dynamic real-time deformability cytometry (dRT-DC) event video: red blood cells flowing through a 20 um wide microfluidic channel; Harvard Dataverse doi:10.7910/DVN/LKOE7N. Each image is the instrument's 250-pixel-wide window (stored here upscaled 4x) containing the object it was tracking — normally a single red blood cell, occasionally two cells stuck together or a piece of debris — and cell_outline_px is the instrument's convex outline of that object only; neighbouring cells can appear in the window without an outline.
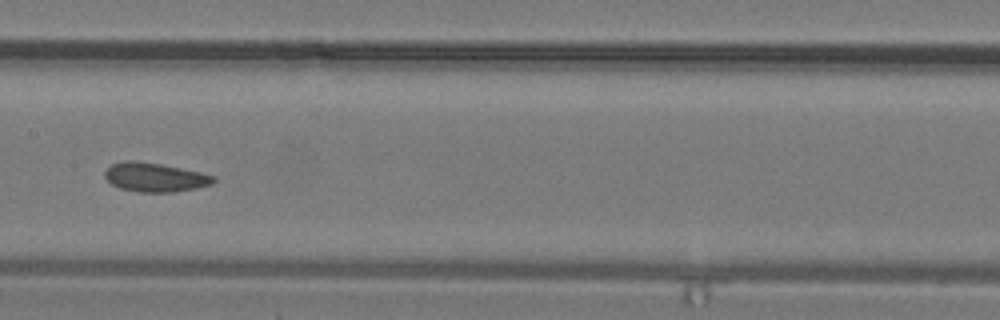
{"species": "common noctule bat (a hibernating species)", "species_latin": "Nyctalus noctula", "temperature_condition": "warm", "stored_images_in_passage": 23, "camera_frame_rate_fps": 3000, "um_per_image_px": 0.085, "animal": {"sex": "male", "body_mass_g": 19.2, "forearm_length_mm": 51.8}, "frame": {"image": 1, "passage_image": 10, "time_ms": 3.0, "image_size_px": [1000, 320], "cell_outline_px": [[216, 180], [212, 184], [196, 188], [172, 192], [140, 192], [120, 188], [112, 184], [104, 176], [104, 172], [112, 164], [124, 160], [132, 160], [160, 164], [200, 172], [216, 176]], "centroid_in_image_um": [13.17, 15.07], "position_along_channel_um": 194.2, "area_um2": 18.26}}
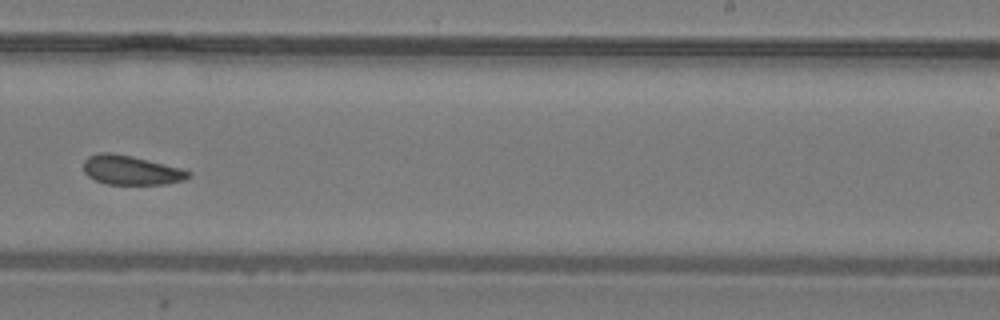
{"frame": {"image": 2, "passage_image": 14, "time_ms": 4.333, "image_size_px": [1000, 320], "cell_outline_px": [[192, 176], [184, 180], [164, 184], [108, 184], [96, 180], [88, 176], [84, 172], [84, 160], [88, 156], [100, 152], [112, 152], [132, 156], [180, 168], [192, 172]], "centroid_in_image_um": [11.14, 14.46], "position_along_channel_um": 277.9, "area_um2": 17.86}}